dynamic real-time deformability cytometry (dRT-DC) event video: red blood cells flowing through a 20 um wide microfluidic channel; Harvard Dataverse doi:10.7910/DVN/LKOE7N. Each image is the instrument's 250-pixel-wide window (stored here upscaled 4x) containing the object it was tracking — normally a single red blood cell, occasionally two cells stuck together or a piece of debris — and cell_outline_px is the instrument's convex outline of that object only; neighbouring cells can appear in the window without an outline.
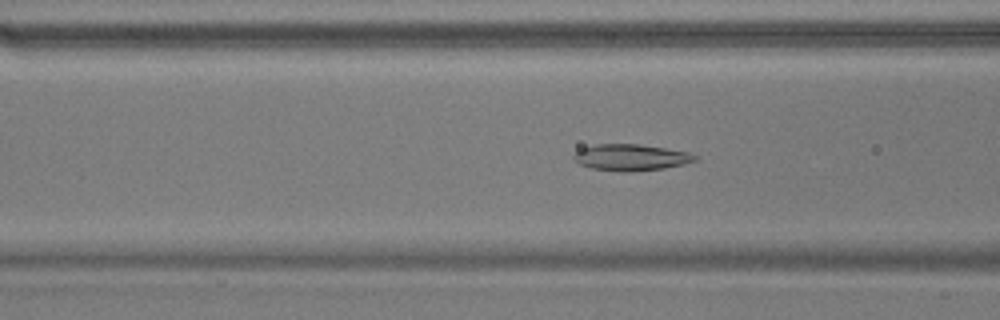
{"species": "common noctule bat (a hibernating species)", "species_latin": "Nyctalus noctula", "temperature_condition": "warm", "stored_images_in_passage": 55, "camera_frame_rate_fps": 3000, "um_per_image_px": 0.085, "animal": {"sex": "male", "body_mass_g": 17.9}, "frame": {"image": 1, "passage_image": 21, "time_ms": 6.667, "image_size_px": [1000, 320], "cell_outline_px": [[696, 160], [684, 164], [664, 168], [628, 172], [624, 172], [592, 168], [580, 164], [572, 156], [580, 148], [596, 144], [640, 144], [688, 152], [696, 156]], "centroid_in_image_um": [53.61, 13.37], "position_along_channel_um": 113.0, "area_um2": 18.5}}
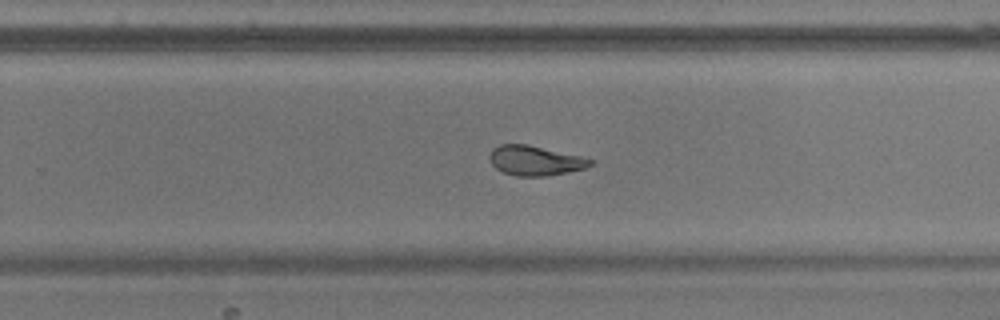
{"frame": {"image": 2, "passage_image": 35, "time_ms": 11.333, "image_size_px": [1000, 320], "cell_outline_px": [[592, 164], [584, 168], [568, 172], [548, 176], [516, 176], [504, 172], [496, 168], [492, 164], [488, 156], [492, 148], [500, 144], [528, 144], [580, 156], [592, 160]], "centroid_in_image_um": [45.44, 13.64], "position_along_channel_um": 284.4, "area_um2": 17.4}}
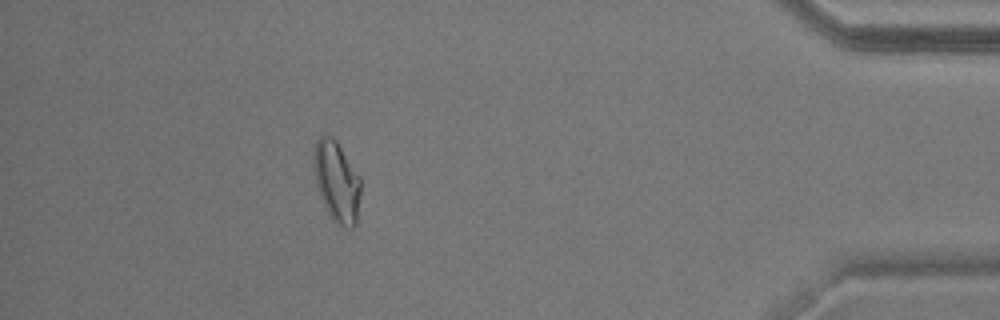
{"frame": {"image": 3, "passage_image": 49, "time_ms": 16.0, "image_size_px": [1000, 320], "cell_outline_px": [[360, 192], [356, 224], [352, 228], [348, 228], [336, 224], [332, 220], [320, 196], [316, 184], [312, 160], [312, 152], [316, 140], [324, 132], [332, 136], [336, 140], [360, 176]], "centroid_in_image_um": [28.59, 15.38], "position_along_channel_um": 406.6, "area_um2": 22.43}, "authors_computed_cell_mechanics": {"area_um2": 19.7676, "velocity_mm_per_s": 3.675, "shape_relaxation_time_tau1_ms": 4.8636, "shape_relaxation_time_tau2_ms": 2.139, "deformation_change_tau1": 0.1691, "deformation_change_tau2": 0.0751}}